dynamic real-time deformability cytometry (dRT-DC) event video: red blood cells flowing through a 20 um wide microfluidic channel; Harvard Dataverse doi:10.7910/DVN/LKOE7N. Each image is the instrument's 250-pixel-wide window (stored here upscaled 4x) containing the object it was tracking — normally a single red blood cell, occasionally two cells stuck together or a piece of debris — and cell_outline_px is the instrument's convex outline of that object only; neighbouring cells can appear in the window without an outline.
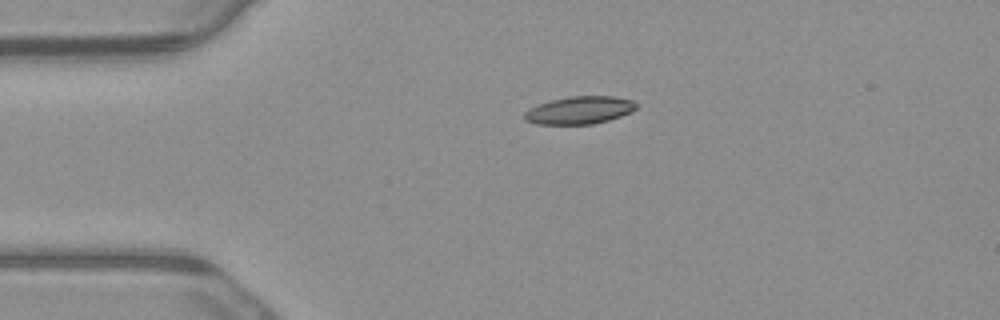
{"species": "common noctule bat (a hibernating species)", "species_latin": "Nyctalus noctula", "temperature_condition": "warm", "stored_images_in_passage": 3, "camera_frame_rate_fps": 3000, "um_per_image_px": 0.085, "animal": {"sex": "male", "body_mass_g": 23.1, "forearm_length_mm": 52.7}, "frame": {"image": 1, "passage_image": 2, "time_ms": 0.333, "image_size_px": [1000, 320], "cell_outline_px": [[636, 108], [632, 112], [608, 120], [592, 124], [536, 124], [524, 120], [524, 112], [528, 108], [552, 100], [572, 96], [612, 96], [632, 100], [636, 104]], "centroid_in_image_um": [49.24, 9.37], "position_along_channel_um": 35.8, "area_um2": 17.92}}